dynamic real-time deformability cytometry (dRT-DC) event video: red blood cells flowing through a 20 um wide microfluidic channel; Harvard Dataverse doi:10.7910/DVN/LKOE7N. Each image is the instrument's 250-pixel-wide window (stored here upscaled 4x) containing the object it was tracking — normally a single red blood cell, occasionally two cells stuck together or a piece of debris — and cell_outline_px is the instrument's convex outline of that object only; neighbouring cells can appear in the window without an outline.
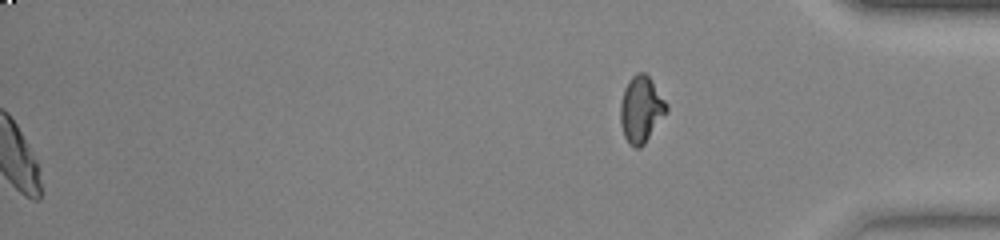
{"species": "common noctule bat (a hibernating species)", "species_latin": "Nyctalus noctula", "temperature_condition": "warm", "stored_images_in_passage": 54, "segment_of_instrument_passage": [2, 2], "camera_frame_rate_fps": 3000, "um_per_image_px": 0.085, "animal": {"sex": "female", "body_mass_g": 23.0, "forearm_length_mm": 53.4}, "frame": {"image": 1, "passage_image": 54, "time_ms": 17.667, "image_size_px": [1000, 240], "cell_outline_px": [[668, 112], [644, 144], [640, 148], [632, 148], [628, 144], [624, 136], [620, 124], [620, 104], [624, 88], [628, 80], [636, 72], [644, 72], [648, 76], [668, 104]], "centroid_in_image_um": [54.48, 9.32], "position_along_channel_um": 380.7, "area_um2": 18.09}}